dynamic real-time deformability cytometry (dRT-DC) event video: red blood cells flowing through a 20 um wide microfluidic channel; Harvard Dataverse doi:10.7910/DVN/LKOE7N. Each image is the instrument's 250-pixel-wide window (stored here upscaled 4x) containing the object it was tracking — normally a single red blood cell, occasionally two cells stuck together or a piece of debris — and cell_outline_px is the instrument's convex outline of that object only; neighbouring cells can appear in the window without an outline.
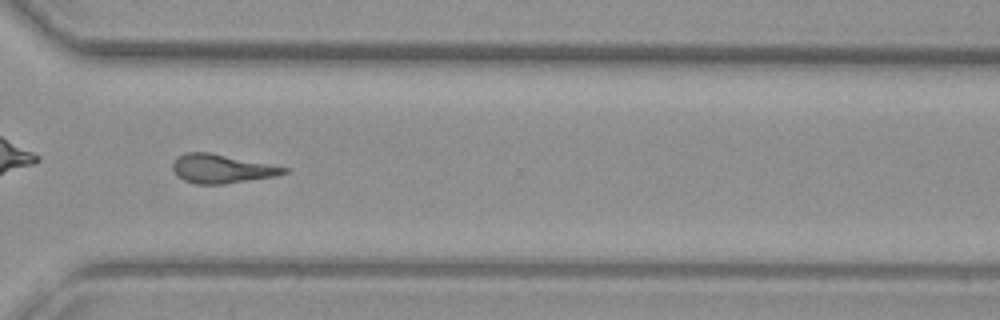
{"species": "common noctule bat (a hibernating species)", "species_latin": "Nyctalus noctula", "temperature_condition": "warm", "stored_images_in_passage": 36, "camera_frame_rate_fps": 3000, "um_per_image_px": 0.085, "animal": {"sex": "female", "body_mass_g": 29.2, "forearm_length_mm": 56.3}, "frame": {"image": 1, "passage_image": 26, "time_ms": 8.333, "image_size_px": [1000, 320], "cell_outline_px": [[288, 172], [276, 176], [224, 184], [196, 184], [184, 180], [176, 176], [172, 168], [172, 164], [176, 156], [184, 152], [208, 152], [288, 168]], "centroid_in_image_um": [18.77, 14.34], "position_along_channel_um": 351.8, "area_um2": 18.61}}